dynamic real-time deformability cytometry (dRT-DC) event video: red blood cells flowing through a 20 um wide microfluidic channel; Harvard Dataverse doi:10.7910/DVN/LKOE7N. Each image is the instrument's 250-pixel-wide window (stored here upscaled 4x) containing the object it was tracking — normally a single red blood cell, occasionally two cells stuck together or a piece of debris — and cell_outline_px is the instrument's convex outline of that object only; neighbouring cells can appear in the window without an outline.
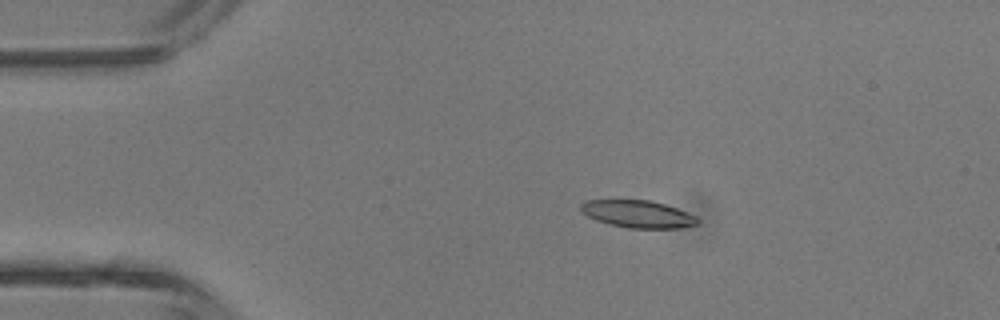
{"species": "common noctule bat (a hibernating species)", "species_latin": "Nyctalus noctula", "temperature_condition": "room temperature", "stored_images_in_passage": 3, "camera_frame_rate_fps": 3000, "um_per_image_px": 0.085, "animal": {"sex": "male", "body_mass_g": 13.3}, "frame": {"image": 1, "passage_image": 1, "time_ms": 0.0, "image_size_px": [1000, 320], "cell_outline_px": [[700, 220], [696, 224], [676, 228], [628, 228], [608, 224], [596, 220], [588, 216], [580, 208], [580, 204], [584, 200], [648, 200], [664, 204], [676, 208], [696, 216]], "centroid_in_image_um": [54.19, 18.19], "position_along_channel_um": 30.8, "area_um2": 18.44}}
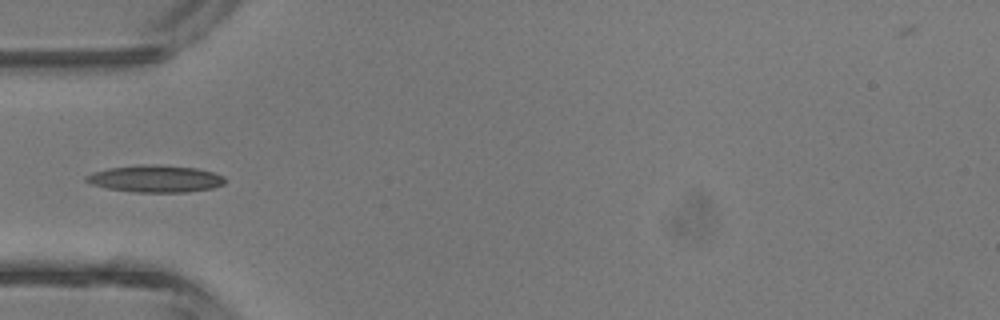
{"frame": {"image": 2, "passage_image": 2, "time_ms": 2.0, "image_size_px": [1000, 320], "cell_outline_px": [[224, 184], [212, 188], [184, 192], [136, 192], [108, 188], [92, 184], [84, 180], [84, 176], [92, 172], [108, 168], [140, 164], [156, 164], [196, 168], [212, 172], [224, 176]], "centroid_in_image_um": [13.18, 15.18], "position_along_channel_um": 71.8, "area_um2": 21.85}}
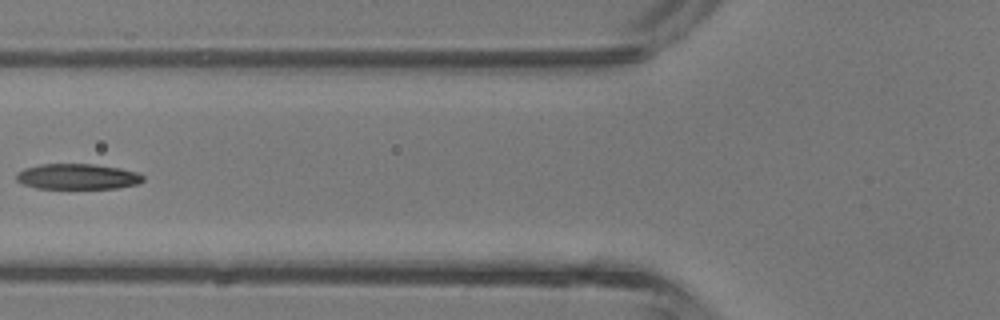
{"frame": {"image": 3, "passage_image": 3, "time_ms": 3.0, "image_size_px": [1000, 320], "cell_outline_px": [[144, 180], [136, 184], [116, 188], [36, 188], [24, 184], [16, 180], [16, 172], [24, 168], [40, 164], [92, 164], [120, 168], [136, 172], [144, 176]], "centroid_in_image_um": [6.56, 15.0], "position_along_channel_um": 119.2, "area_um2": 18.79}}